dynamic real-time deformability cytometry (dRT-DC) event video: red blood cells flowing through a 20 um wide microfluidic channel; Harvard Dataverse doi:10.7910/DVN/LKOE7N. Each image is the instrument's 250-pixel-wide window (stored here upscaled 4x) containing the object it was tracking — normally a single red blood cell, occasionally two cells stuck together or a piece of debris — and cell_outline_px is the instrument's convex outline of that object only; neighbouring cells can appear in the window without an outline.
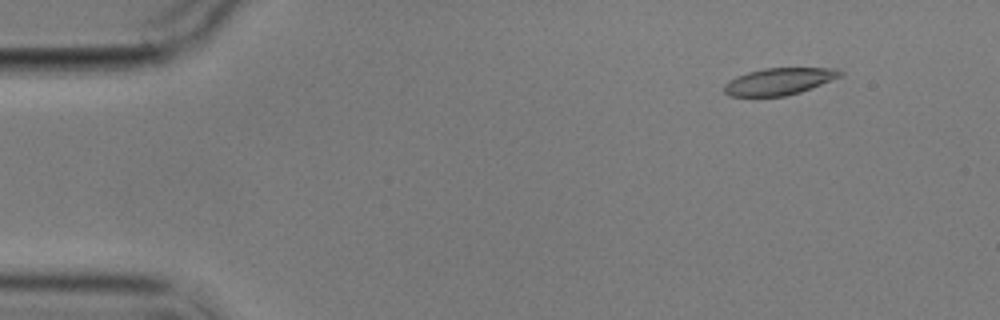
{"species": "common noctule bat (a hibernating species)", "species_latin": "Nyctalus noctula", "temperature_condition": "cold", "stored_images_in_passage": 4, "camera_frame_rate_fps": 3000, "um_per_image_px": 0.085, "animal": {"sex": "male", "body_mass_g": 17.9}, "frame": {"image": 1, "passage_image": 2, "time_ms": 1.0, "image_size_px": [1000, 320], "cell_outline_px": [[844, 72], [840, 76], [800, 92], [784, 96], [728, 96], [724, 92], [724, 84], [728, 80], [748, 72], [764, 68], [836, 68]], "centroid_in_image_um": [66.18, 6.91], "position_along_channel_um": 18.8, "area_um2": 17.98}}